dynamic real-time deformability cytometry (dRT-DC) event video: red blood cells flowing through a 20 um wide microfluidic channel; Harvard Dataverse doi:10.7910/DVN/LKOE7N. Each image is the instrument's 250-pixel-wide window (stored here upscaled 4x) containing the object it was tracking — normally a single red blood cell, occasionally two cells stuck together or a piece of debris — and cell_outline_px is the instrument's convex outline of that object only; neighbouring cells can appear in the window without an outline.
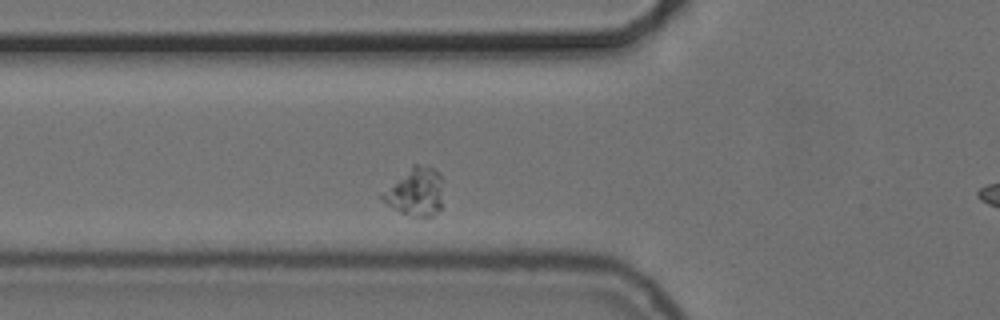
{"species": "common noctule bat (a hibernating species)", "species_latin": "Nyctalus noctula", "temperature_condition": "cold", "stored_images_in_passage": 48, "camera_frame_rate_fps": 3000, "um_per_image_px": 0.085, "animal": {"sex": "female", "body_mass_g": 24.6, "forearm_length_mm": 56.2}, "frame": {"image": 1, "passage_image": 10, "time_ms": 3.0, "image_size_px": [1000, 320], "cell_outline_px": [[444, 180], [440, 208], [432, 216], [416, 216], [400, 212], [392, 208], [380, 200], [380, 192], [412, 164], [416, 164], [432, 168], [440, 172]], "centroid_in_image_um": [35.3, 16.28], "position_along_channel_um": 90.5, "area_um2": 17.4}}
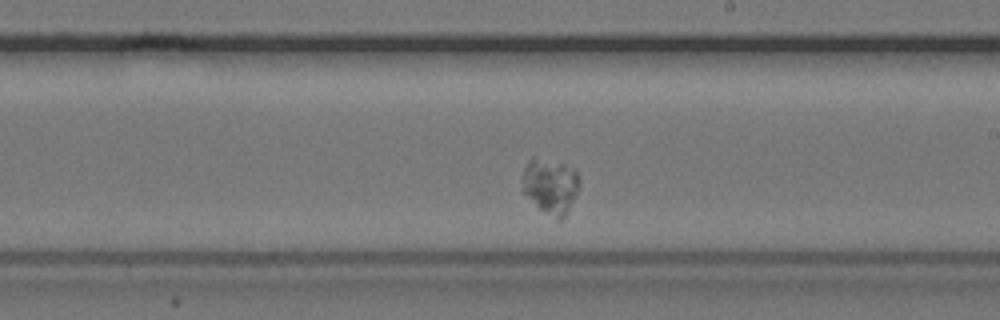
{"frame": {"image": 2, "passage_image": 23, "time_ms": 7.333, "image_size_px": [1000, 320], "cell_outline_px": [[580, 184], [564, 216], [560, 220], [556, 220], [540, 208], [520, 192], [520, 188], [524, 168], [528, 160], [532, 156], [564, 164], [572, 168], [580, 176]], "centroid_in_image_um": [46.73, 15.78], "position_along_channel_um": 242.3, "area_um2": 18.44}}
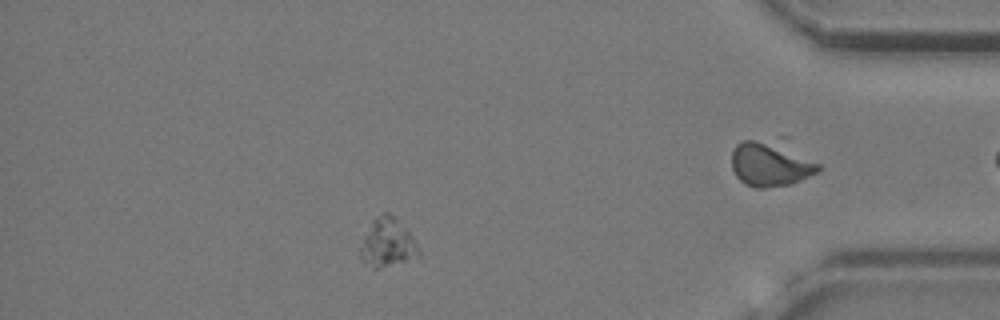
{"frame": {"image": 3, "passage_image": 40, "time_ms": 13.0, "image_size_px": [1000, 320], "cell_outline_px": [[420, 256], [376, 268], [372, 268], [364, 264], [356, 248], [372, 220], [384, 212], [388, 212], [396, 216], [412, 236], [420, 248]], "centroid_in_image_um": [32.88, 20.61], "position_along_channel_um": 402.3, "area_um2": 16.82}}